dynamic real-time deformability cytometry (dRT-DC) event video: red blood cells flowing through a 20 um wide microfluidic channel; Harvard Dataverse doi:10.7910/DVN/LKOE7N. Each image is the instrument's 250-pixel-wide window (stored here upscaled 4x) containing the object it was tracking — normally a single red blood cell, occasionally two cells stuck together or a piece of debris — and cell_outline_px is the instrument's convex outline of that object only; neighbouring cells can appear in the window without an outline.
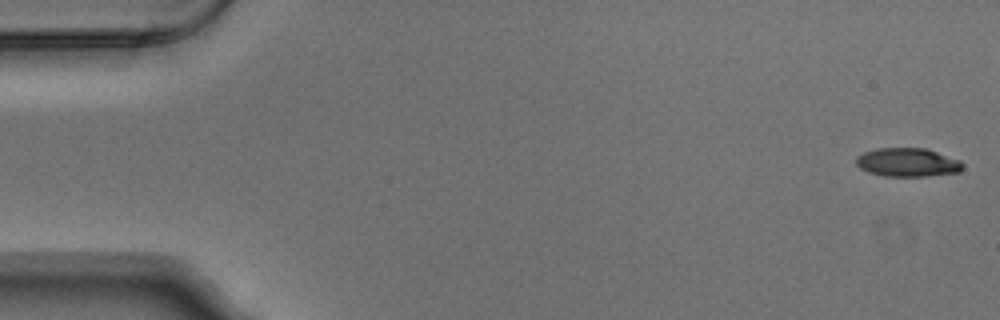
{"species": "Egyptian fruit bat (a non-hibernating species)", "species_latin": "Rousettus aegyptiacus", "temperature_condition": "warm", "stored_images_in_passage": 6, "camera_frame_rate_fps": 3000, "um_per_image_px": 0.085, "animal": {"sex": "male"}, "frame": {"image": 1, "passage_image": 1, "time_ms": 0.0, "image_size_px": [1000, 320], "cell_outline_px": [[964, 168], [960, 172], [928, 176], [884, 176], [868, 172], [860, 168], [856, 164], [856, 156], [864, 152], [876, 148], [924, 148], [960, 160], [964, 164]], "centroid_in_image_um": [77.14, 13.81], "position_along_channel_um": 7.9, "area_um2": 17.86}}
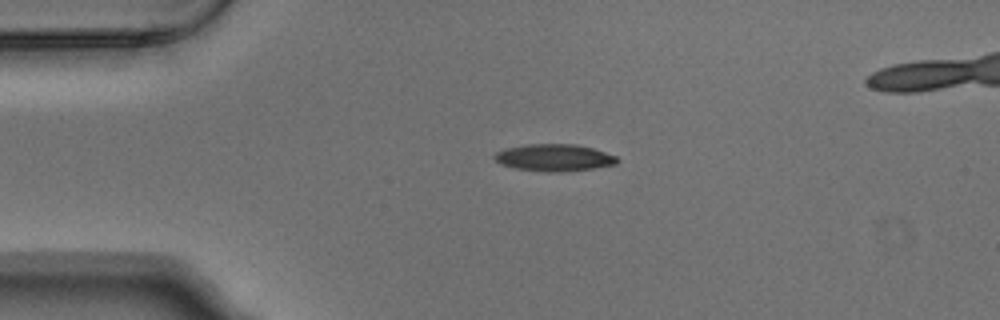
{"frame": {"image": 2, "passage_image": 4, "time_ms": 1.0, "image_size_px": [1000, 320], "cell_outline_px": [[620, 160], [616, 164], [592, 168], [560, 172], [548, 172], [516, 168], [500, 164], [492, 156], [496, 152], [504, 148], [528, 144], [576, 144], [592, 148], [616, 156]], "centroid_in_image_um": [47.08, 13.39], "position_along_channel_um": 37.9, "area_um2": 19.25}}